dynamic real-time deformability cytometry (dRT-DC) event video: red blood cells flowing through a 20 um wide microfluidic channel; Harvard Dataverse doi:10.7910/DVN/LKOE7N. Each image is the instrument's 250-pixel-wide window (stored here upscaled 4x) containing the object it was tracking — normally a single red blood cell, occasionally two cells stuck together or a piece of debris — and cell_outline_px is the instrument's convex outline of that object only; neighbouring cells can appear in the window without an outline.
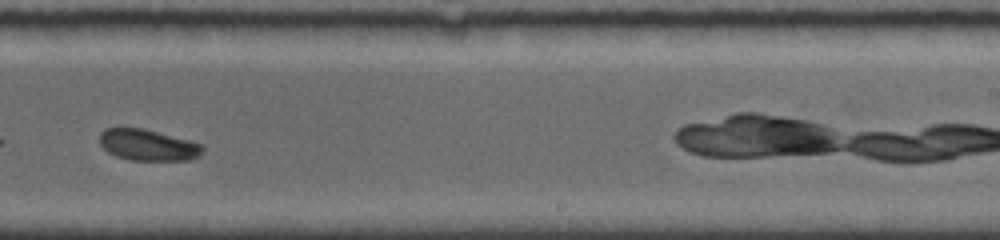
{"species": "common noctule bat (a hibernating species)", "species_latin": "Nyctalus noctula", "temperature_condition": "room temperature", "stored_images_in_passage": 19, "camera_frame_rate_fps": 4000, "um_per_image_px": 0.085, "animal": {"sex": "female", "body_mass_g": 19.0, "forearm_length_mm": 56.7}, "frame": {"image": 1, "passage_image": 16, "time_ms": 6.0, "image_size_px": [1000, 240], "cell_outline_px": [[204, 148], [200, 156], [188, 160], [128, 160], [116, 156], [108, 152], [100, 144], [100, 132], [104, 128], [120, 124], [144, 128], [204, 144]], "centroid_in_image_um": [12.52, 12.28], "position_along_channel_um": 276.5, "area_um2": 19.48}}